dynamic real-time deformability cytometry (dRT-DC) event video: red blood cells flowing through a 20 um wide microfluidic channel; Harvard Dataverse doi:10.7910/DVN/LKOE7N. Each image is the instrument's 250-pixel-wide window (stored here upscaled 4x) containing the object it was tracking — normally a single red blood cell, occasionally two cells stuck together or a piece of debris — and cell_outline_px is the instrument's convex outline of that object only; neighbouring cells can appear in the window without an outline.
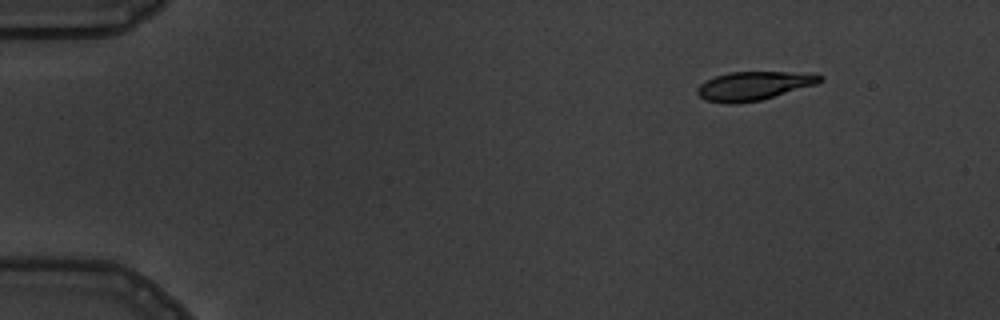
{"species": "common noctule bat (a hibernating species)", "species_latin": "Nyctalus noctula", "temperature_condition": "warm", "stored_images_in_passage": 4, "camera_frame_rate_fps": 3000, "um_per_image_px": 0.085, "animal": {"sex": "male", "body_mass_g": 19.5, "forearm_length_mm": 54.6}, "frame": {"image": 1, "passage_image": 1, "time_ms": 0.0, "image_size_px": [1000, 320], "cell_outline_px": [[824, 76], [816, 84], [760, 100], [736, 104], [728, 104], [704, 100], [696, 92], [696, 88], [700, 84], [716, 76], [728, 72], [784, 72]], "centroid_in_image_um": [63.97, 7.31], "position_along_channel_um": 21.0, "area_um2": 20.11}}
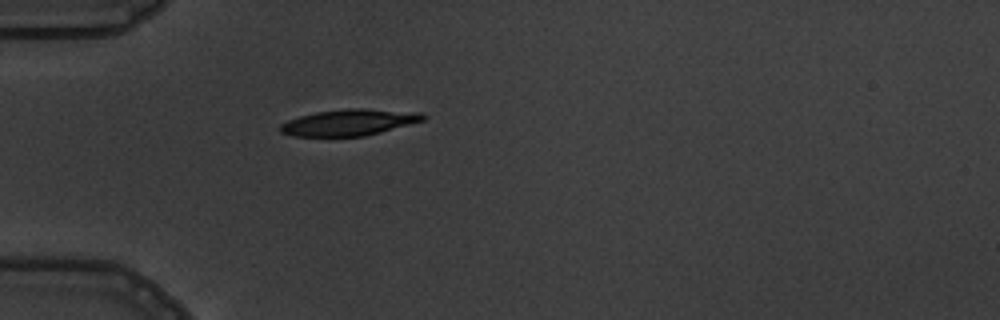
{"frame": {"image": 2, "passage_image": 4, "time_ms": 3.333, "image_size_px": [1000, 320], "cell_outline_px": [[428, 116], [424, 120], [380, 132], [364, 136], [292, 136], [280, 132], [280, 124], [288, 120], [300, 116], [316, 112], [348, 108], [364, 108], [424, 112]], "centroid_in_image_um": [29.71, 10.39], "position_along_channel_um": 55.3, "area_um2": 21.96}}